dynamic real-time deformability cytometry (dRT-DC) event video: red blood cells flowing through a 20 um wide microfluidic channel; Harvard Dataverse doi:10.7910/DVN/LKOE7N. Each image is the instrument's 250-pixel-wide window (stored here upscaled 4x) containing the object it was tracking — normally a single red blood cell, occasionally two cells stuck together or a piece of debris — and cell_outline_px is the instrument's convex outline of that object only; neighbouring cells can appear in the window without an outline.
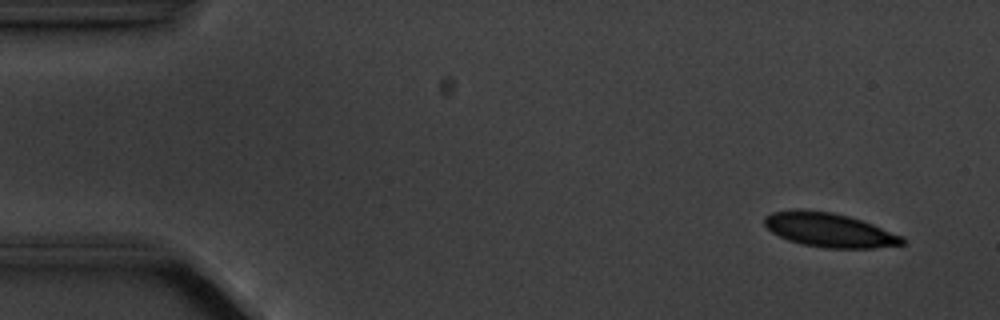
{"species": "common noctule bat (a hibernating species)", "species_latin": "Nyctalus noctula", "temperature_condition": "cold", "stored_images_in_passage": 9, "camera_frame_rate_fps": 3000, "um_per_image_px": 0.085, "animal": {"sex": "male", "body_mass_g": 20.1, "forearm_length_mm": 53.5}, "frame": {"image": 1, "passage_image": 1, "time_ms": 0.0, "image_size_px": [1000, 320], "cell_outline_px": [[908, 244], [872, 248], [824, 248], [804, 244], [788, 240], [772, 232], [764, 224], [764, 216], [772, 212], [800, 208], [832, 212], [848, 216], [872, 224], [904, 236]], "centroid_in_image_um": [70.51, 19.54], "position_along_channel_um": 14.5, "area_um2": 27.57}}